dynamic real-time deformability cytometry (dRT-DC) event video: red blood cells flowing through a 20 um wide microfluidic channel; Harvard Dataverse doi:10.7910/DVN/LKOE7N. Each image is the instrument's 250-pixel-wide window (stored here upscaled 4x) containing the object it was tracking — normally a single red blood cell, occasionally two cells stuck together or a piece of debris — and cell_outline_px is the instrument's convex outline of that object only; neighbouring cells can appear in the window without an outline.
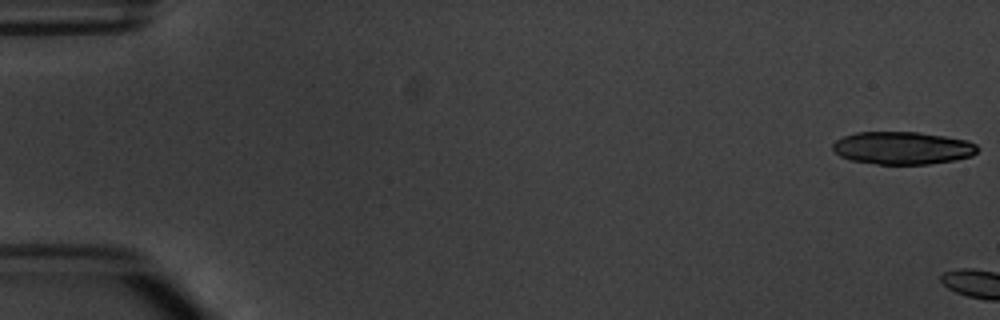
{"species": "common noctule bat (a hibernating species)", "species_latin": "Nyctalus noctula", "temperature_condition": "warm", "stored_images_in_passage": 6, "camera_frame_rate_fps": 3000, "um_per_image_px": 0.085, "animal": {"sex": "male", "body_mass_g": 20.1, "forearm_length_mm": 53.5}, "frame": {"image": 1, "passage_image": 1, "time_ms": 0.0, "image_size_px": [1000, 320], "cell_outline_px": [[980, 148], [972, 156], [956, 160], [928, 164], [876, 164], [848, 160], [840, 156], [832, 148], [832, 144], [836, 140], [844, 136], [856, 132], [916, 132], [944, 136], [968, 140], [976, 144]], "centroid_in_image_um": [76.72, 12.58], "position_along_channel_um": 8.3, "area_um2": 27.74}}